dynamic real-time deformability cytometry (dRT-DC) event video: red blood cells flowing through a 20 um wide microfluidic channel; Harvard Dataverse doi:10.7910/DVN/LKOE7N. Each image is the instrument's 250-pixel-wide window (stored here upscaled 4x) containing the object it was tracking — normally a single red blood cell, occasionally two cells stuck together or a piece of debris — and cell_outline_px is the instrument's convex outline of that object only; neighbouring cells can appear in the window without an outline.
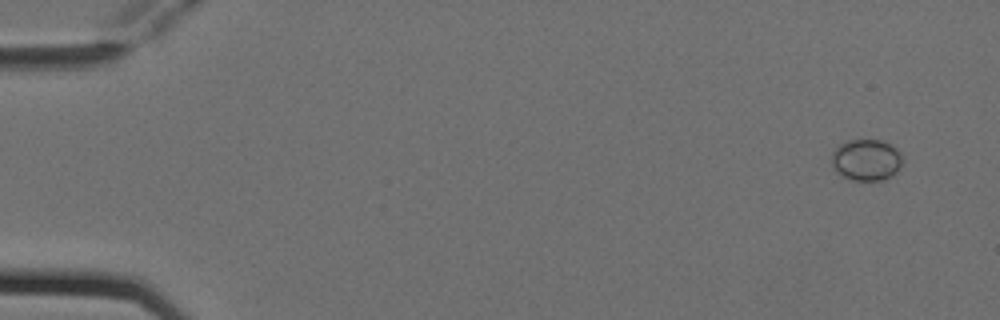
{"species": "Egyptian fruit bat (a non-hibernating species)", "species_latin": "Rousettus aegyptiacus", "temperature_condition": "cold", "stored_images_in_passage": 8, "camera_frame_rate_fps": 3000, "um_per_image_px": 0.085, "animal": {"sex": "female"}, "frame": {"image": 1, "passage_image": 1, "time_ms": 0.0, "image_size_px": [1000, 320], "cell_outline_px": [[904, 160], [900, 168], [892, 176], [884, 180], [852, 180], [836, 172], [832, 168], [832, 152], [840, 144], [848, 140], [880, 140], [896, 148], [900, 152]], "centroid_in_image_um": [73.65, 13.6], "position_along_channel_um": 11.3, "area_um2": 17.22}}
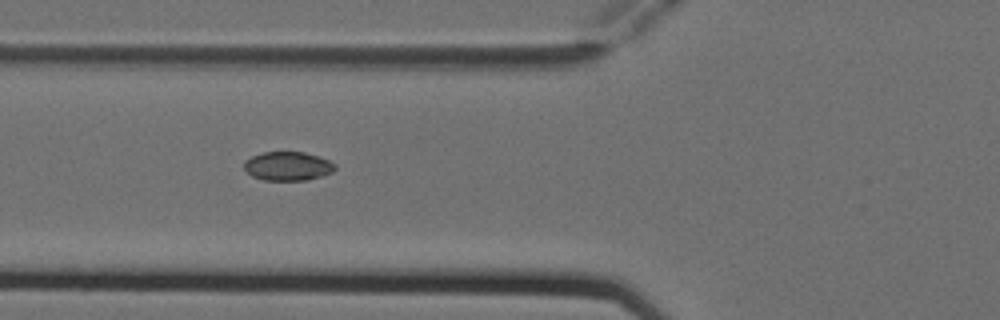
{"frame": {"image": 2, "passage_image": 6, "time_ms": 1.667, "image_size_px": [1000, 320], "cell_outline_px": [[336, 168], [332, 172], [320, 176], [304, 180], [264, 180], [252, 176], [244, 168], [244, 160], [252, 156], [264, 152], [304, 152], [320, 156], [336, 164]], "centroid_in_image_um": [24.46, 14.11], "position_along_channel_um": 101.3, "area_um2": 15.26}}
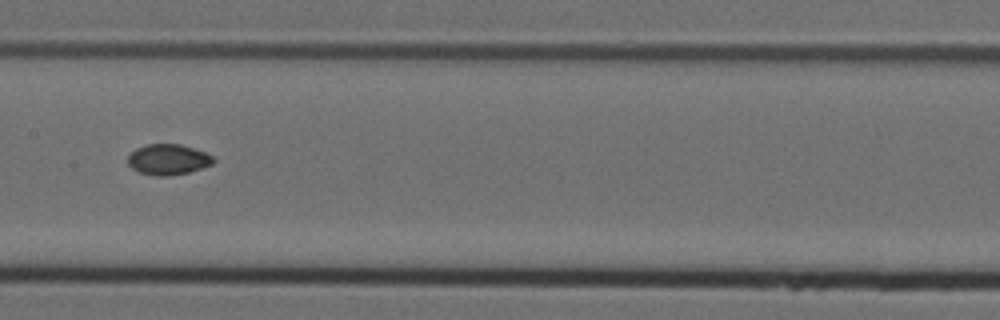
{"frame": {"image": 3, "passage_image": 8, "time_ms": 2.333, "image_size_px": [1000, 320], "cell_outline_px": [[216, 160], [212, 164], [188, 172], [168, 176], [156, 176], [140, 172], [132, 168], [128, 164], [128, 156], [136, 148], [148, 144], [180, 144], [204, 152], [212, 156]], "centroid_in_image_um": [14.28, 13.56], "position_along_channel_um": 193.1, "area_um2": 15.09}}